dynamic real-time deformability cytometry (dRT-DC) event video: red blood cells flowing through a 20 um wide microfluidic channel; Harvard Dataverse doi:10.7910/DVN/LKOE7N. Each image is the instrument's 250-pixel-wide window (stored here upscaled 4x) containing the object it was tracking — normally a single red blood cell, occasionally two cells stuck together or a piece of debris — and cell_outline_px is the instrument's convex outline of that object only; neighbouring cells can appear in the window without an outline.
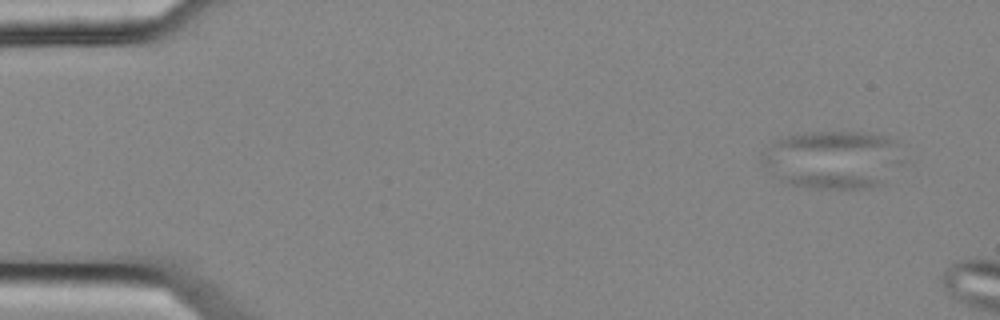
{"species": "common noctule bat (a hibernating species)", "species_latin": "Nyctalus noctula", "temperature_condition": "cold", "stored_images_in_passage": 3, "camera_frame_rate_fps": 3000, "um_per_image_px": 0.085, "animal": {"sex": "female", "body_mass_g": 25.1}, "frame": {"image": 1, "passage_image": 2, "time_ms": 0.333, "image_size_px": [1000, 320], "cell_outline_px": [[900, 144], [884, 184], [872, 188], [816, 188], [792, 184], [780, 180], [772, 176], [764, 164], [764, 160], [772, 144], [776, 140], [796, 132], [868, 132], [884, 136], [896, 140]], "centroid_in_image_um": [70.74, 13.55], "position_along_channel_um": 14.3, "area_um2": 46.53}}